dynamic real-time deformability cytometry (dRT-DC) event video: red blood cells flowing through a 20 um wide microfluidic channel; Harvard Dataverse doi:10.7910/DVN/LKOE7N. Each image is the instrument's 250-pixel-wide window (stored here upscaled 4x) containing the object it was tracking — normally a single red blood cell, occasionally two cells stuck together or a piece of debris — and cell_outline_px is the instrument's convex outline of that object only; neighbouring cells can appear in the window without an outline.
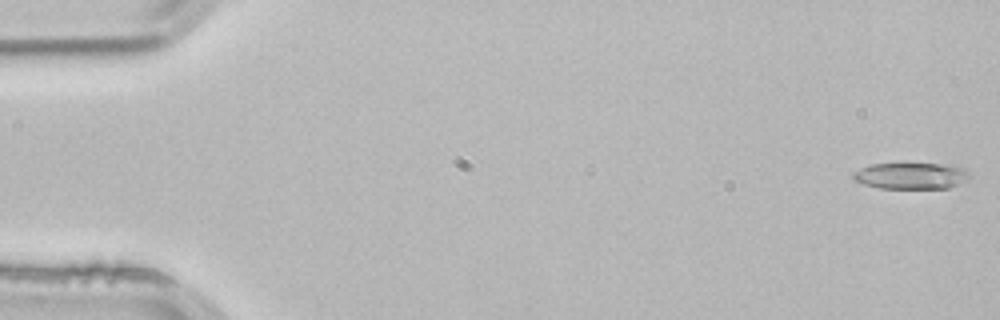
{"species": "common noctule bat (a hibernating species)", "species_latin": "Nyctalus noctula", "temperature_condition": "room temperature", "stored_images_in_passage": 53, "camera_frame_rate_fps": 3000, "um_per_image_px": 0.085, "animal": {"sex": "male", "body_mass_g": 21.5, "forearm_length_mm": 52.0}, "frame": {"image": 1, "passage_image": 1, "time_ms": 0.0, "image_size_px": [1000, 320], "cell_outline_px": [[972, 176], [968, 180], [948, 188], [880, 188], [864, 184], [852, 180], [852, 172], [860, 168], [872, 164], [936, 164], [964, 168]], "centroid_in_image_um": [77.41, 14.95], "position_along_channel_um": 7.6, "area_um2": 17.8}}
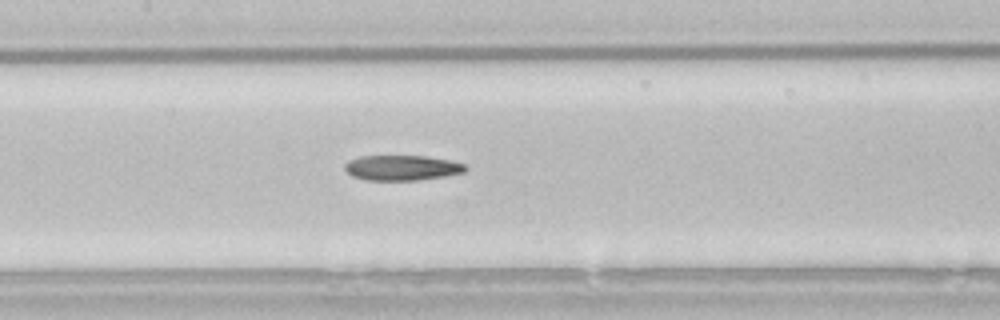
{"frame": {"image": 2, "passage_image": 25, "time_ms": 8.0, "image_size_px": [1000, 320], "cell_outline_px": [[468, 168], [464, 172], [444, 176], [416, 180], [368, 180], [352, 176], [344, 168], [344, 164], [348, 160], [360, 156], [424, 156], [452, 160], [464, 164]], "centroid_in_image_um": [34.16, 14.25], "position_along_channel_um": 173.2, "area_um2": 17.69}}
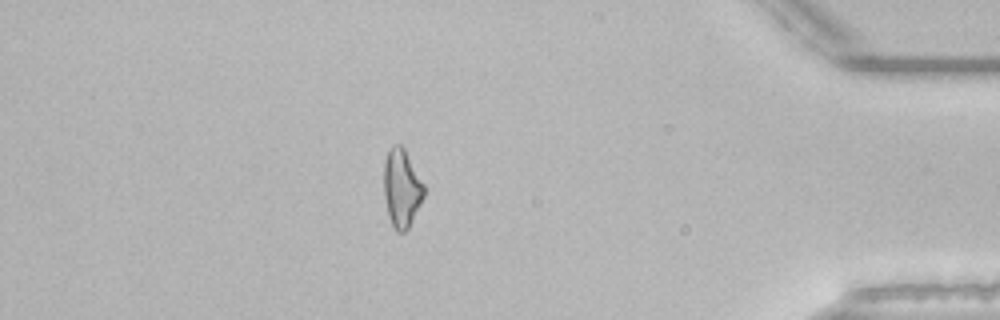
{"frame": {"image": 3, "passage_image": 46, "time_ms": 15.0, "image_size_px": [1000, 320], "cell_outline_px": [[424, 196], [408, 228], [404, 232], [396, 232], [388, 216], [384, 196], [384, 160], [388, 148], [392, 144], [400, 144], [404, 148], [424, 184]], "centroid_in_image_um": [34.12, 15.96], "position_along_channel_um": 401.1, "area_um2": 18.26}, "authors_computed_cell_mechanics": {"area_um2": 18.4382, "velocity_mm_per_s": 3.8536, "shape_relaxation_time_tau1_ms": 9.2698, "shape_relaxation_time_tau2_ms": 10.2641, "deformation_change_tau1": 0.2335, "deformation_change_tau2": 0.2443}}